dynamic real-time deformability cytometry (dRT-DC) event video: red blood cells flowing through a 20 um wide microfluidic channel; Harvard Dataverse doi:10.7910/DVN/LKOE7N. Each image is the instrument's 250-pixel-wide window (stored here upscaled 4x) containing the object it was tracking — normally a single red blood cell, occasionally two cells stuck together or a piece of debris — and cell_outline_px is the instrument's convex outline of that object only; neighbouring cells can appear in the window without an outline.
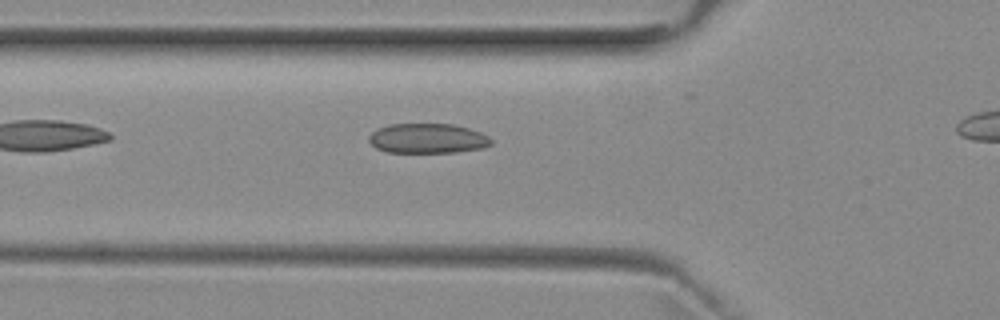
{"species": "common noctule bat (a hibernating species)", "species_latin": "Nyctalus noctula", "temperature_condition": "room temperature", "stored_images_in_passage": 28, "camera_frame_rate_fps": 3000, "um_per_image_px": 0.085, "animal": {"sex": "female", "body_mass_g": 29.2, "forearm_length_mm": 56.3}, "frame": {"image": 1, "passage_image": 2, "time_ms": 0.333, "image_size_px": [1000, 320], "cell_outline_px": [[492, 144], [484, 148], [456, 152], [388, 152], [376, 148], [368, 140], [368, 136], [376, 128], [388, 124], [452, 124], [468, 128], [480, 132], [488, 136], [492, 140]], "centroid_in_image_um": [36.34, 11.76], "position_along_channel_um": 89.5, "area_um2": 21.33}}
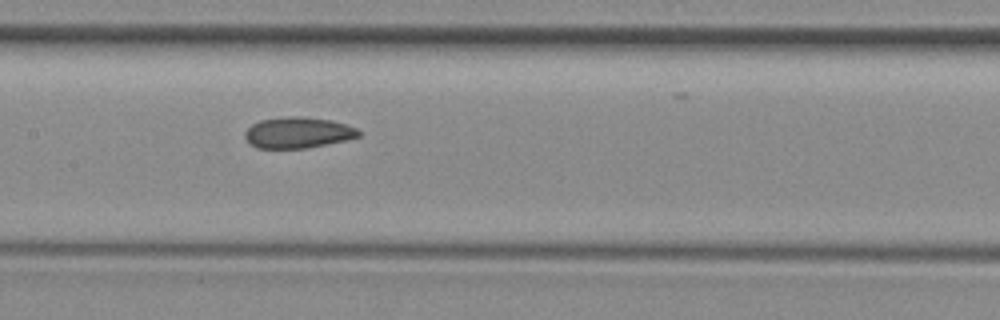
{"frame": {"image": 2, "passage_image": 9, "time_ms": 2.667, "image_size_px": [1000, 320], "cell_outline_px": [[360, 136], [344, 140], [308, 148], [256, 148], [244, 136], [244, 132], [252, 124], [260, 120], [288, 116], [304, 116], [332, 120], [356, 128], [360, 132]], "centroid_in_image_um": [25.31, 11.26], "position_along_channel_um": 182.1, "area_um2": 20.46}}
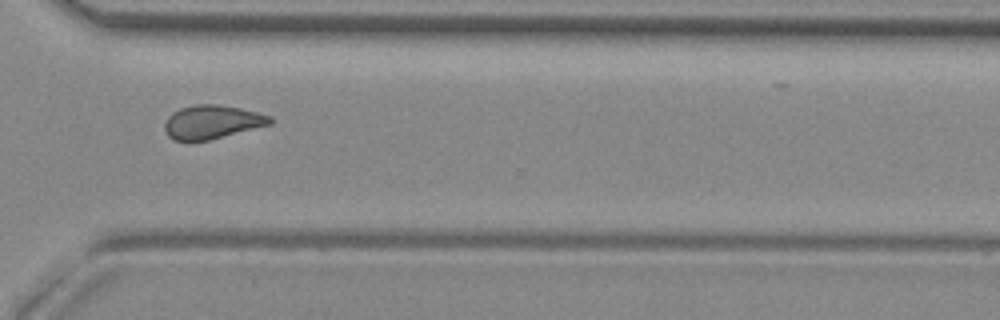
{"frame": {"image": 3, "passage_image": 22, "time_ms": 7.0, "image_size_px": [1000, 320], "cell_outline_px": [[272, 124], [208, 140], [188, 144], [176, 140], [168, 136], [164, 128], [164, 124], [168, 116], [172, 112], [180, 108], [196, 104], [220, 104], [240, 108], [272, 116]], "centroid_in_image_um": [17.98, 10.39], "position_along_channel_um": 352.6, "area_um2": 21.04}}